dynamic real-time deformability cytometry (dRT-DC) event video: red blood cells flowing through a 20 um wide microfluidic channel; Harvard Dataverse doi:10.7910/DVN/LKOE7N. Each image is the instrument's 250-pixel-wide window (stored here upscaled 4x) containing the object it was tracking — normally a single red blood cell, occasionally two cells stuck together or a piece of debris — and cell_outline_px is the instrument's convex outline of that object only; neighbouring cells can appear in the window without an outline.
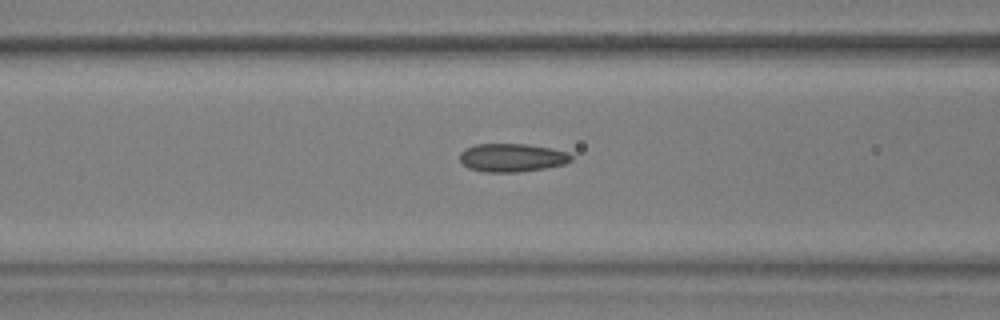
{"species": "common noctule bat (a hibernating species)", "species_latin": "Nyctalus noctula", "temperature_condition": "warm", "stored_images_in_passage": 52, "camera_frame_rate_fps": 3000, "um_per_image_px": 0.085, "animal": {"sex": "male", "body_mass_g": 17.9, "forearm_length_mm": 54.2}, "frame": {"image": 1, "passage_image": 23, "time_ms": 7.333, "image_size_px": [1000, 320], "cell_outline_px": [[572, 160], [564, 164], [544, 168], [520, 172], [484, 172], [468, 168], [460, 160], [460, 152], [464, 148], [476, 144], [528, 144], [568, 152], [572, 156]], "centroid_in_image_um": [43.49, 13.4], "position_along_channel_um": 123.1, "area_um2": 18.38}}
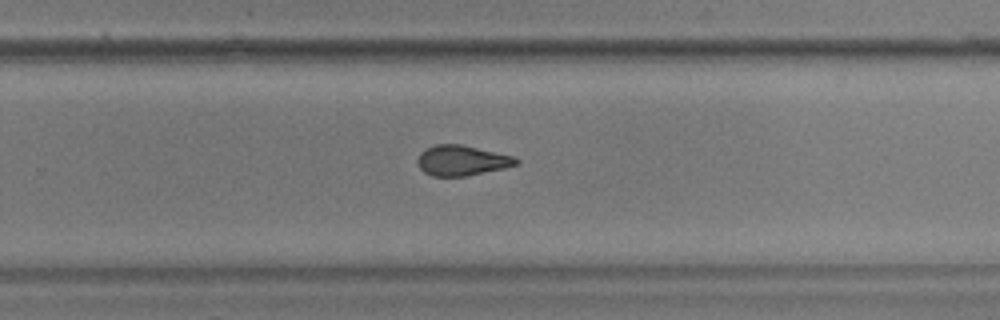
{"frame": {"image": 2, "passage_image": 37, "time_ms": 12.0, "image_size_px": [1000, 320], "cell_outline_px": [[520, 164], [504, 168], [464, 176], [432, 176], [424, 172], [420, 168], [416, 160], [420, 152], [436, 144], [460, 144], [516, 156], [520, 160]], "centroid_in_image_um": [39.28, 13.63], "position_along_channel_um": 290.5, "area_um2": 17.46}}
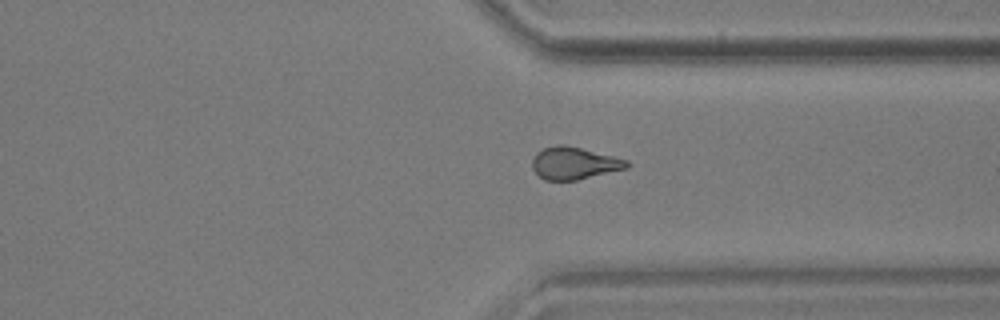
{"frame": {"image": 3, "passage_image": 43, "time_ms": 14.0, "image_size_px": [1000, 320], "cell_outline_px": [[628, 168], [576, 180], [544, 180], [532, 168], [532, 160], [536, 152], [544, 148], [560, 144], [564, 144], [628, 160]], "centroid_in_image_um": [48.78, 13.87], "position_along_channel_um": 362.6, "area_um2": 17.57}}